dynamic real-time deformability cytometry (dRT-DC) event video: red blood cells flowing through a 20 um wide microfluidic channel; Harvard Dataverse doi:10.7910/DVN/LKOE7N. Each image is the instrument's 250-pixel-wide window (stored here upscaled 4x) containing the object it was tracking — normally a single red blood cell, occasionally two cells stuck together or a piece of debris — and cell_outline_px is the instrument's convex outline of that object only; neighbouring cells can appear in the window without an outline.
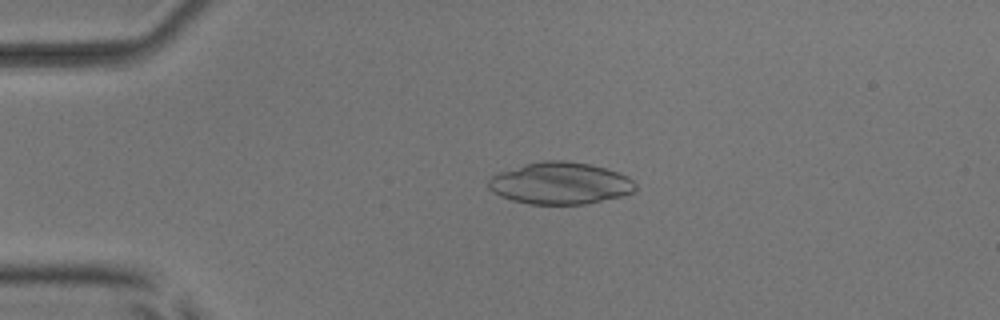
{"species": "common noctule bat (a hibernating species)", "species_latin": "Nyctalus noctula", "temperature_condition": "room temperature", "stored_images_in_passage": 4, "camera_frame_rate_fps": 3000, "um_per_image_px": 0.085, "animal": {"sex": "male", "body_mass_g": 17.9, "forearm_length_mm": 54.2}, "frame": {"image": 1, "passage_image": 3, "time_ms": 2.333, "image_size_px": [1000, 320], "cell_outline_px": [[636, 192], [624, 196], [588, 204], [528, 204], [512, 200], [500, 196], [492, 192], [488, 188], [488, 180], [492, 176], [500, 172], [524, 164], [544, 160], [564, 160], [588, 164], [604, 168], [628, 176], [636, 184]], "centroid_in_image_um": [47.63, 15.59], "position_along_channel_um": 37.4, "area_um2": 36.13}}